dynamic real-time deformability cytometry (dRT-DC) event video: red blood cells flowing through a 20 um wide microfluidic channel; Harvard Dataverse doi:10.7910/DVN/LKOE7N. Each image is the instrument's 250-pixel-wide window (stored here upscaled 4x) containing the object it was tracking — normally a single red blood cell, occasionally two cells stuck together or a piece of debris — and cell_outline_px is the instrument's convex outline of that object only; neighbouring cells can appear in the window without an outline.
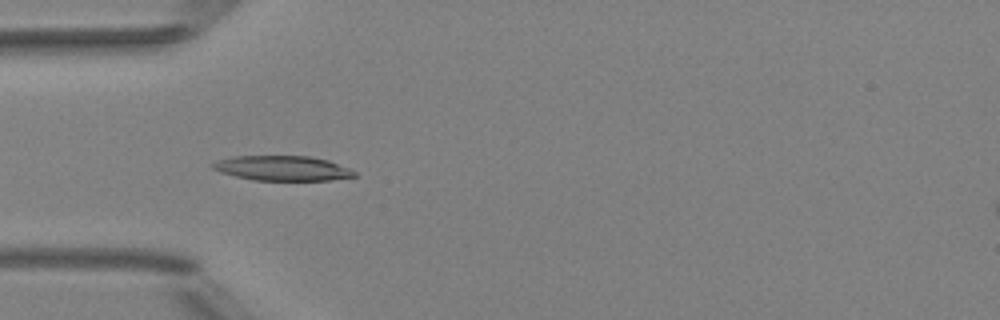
{"species": "Egyptian fruit bat (a non-hibernating species)", "species_latin": "Rousettus aegyptiacus", "temperature_condition": "room temperature", "stored_images_in_passage": 5, "camera_frame_rate_fps": 3000, "um_per_image_px": 0.085, "animal": {"sex": "female"}, "frame": {"image": 1, "passage_image": 4, "time_ms": 3.333, "image_size_px": [1000, 320], "cell_outline_px": [[356, 176], [328, 180], [252, 180], [220, 172], [212, 168], [212, 164], [216, 160], [232, 156], [308, 156], [328, 160], [348, 168], [356, 172]], "centroid_in_image_um": [23.97, 14.29], "position_along_channel_um": 61.0, "area_um2": 20.4}}
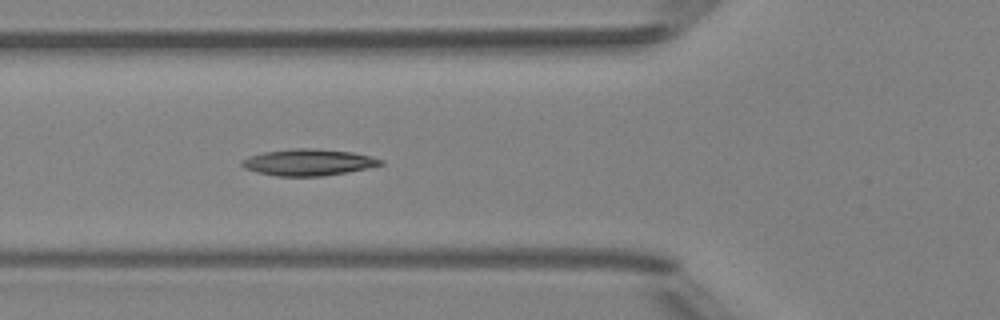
{"frame": {"image": 2, "passage_image": 5, "time_ms": 4.333, "image_size_px": [1000, 320], "cell_outline_px": [[384, 164], [368, 168], [348, 172], [324, 176], [276, 176], [256, 172], [244, 168], [240, 164], [240, 160], [248, 156], [264, 152], [296, 148], [312, 148], [352, 152], [384, 160]], "centroid_in_image_um": [26.18, 13.8], "position_along_channel_um": 99.6, "area_um2": 21.5}}